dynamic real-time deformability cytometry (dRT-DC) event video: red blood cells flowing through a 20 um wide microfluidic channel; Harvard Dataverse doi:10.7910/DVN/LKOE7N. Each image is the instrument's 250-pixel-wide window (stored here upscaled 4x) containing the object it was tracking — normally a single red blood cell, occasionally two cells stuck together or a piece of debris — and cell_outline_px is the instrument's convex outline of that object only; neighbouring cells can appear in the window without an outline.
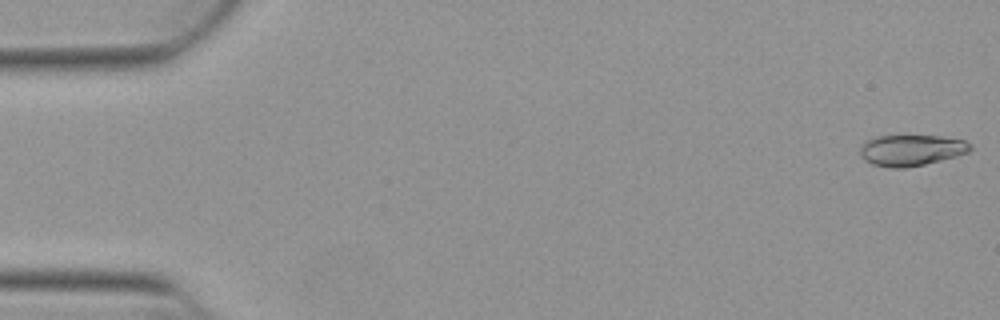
{"species": "Egyptian fruit bat (a non-hibernating species)", "species_latin": "Rousettus aegyptiacus", "temperature_condition": "warm", "stored_images_in_passage": 52, "camera_frame_rate_fps": 3000, "um_per_image_px": 0.085, "animal": {"sex": "female"}, "frame": {"image": 1, "passage_image": 1, "time_ms": 0.0, "image_size_px": [1000, 320], "cell_outline_px": [[972, 148], [968, 152], [956, 156], [924, 164], [904, 168], [892, 168], [872, 164], [864, 160], [860, 156], [860, 148], [868, 140], [876, 136], [940, 136], [964, 140], [972, 144]], "centroid_in_image_um": [77.46, 12.77], "position_along_channel_um": 7.5, "area_um2": 19.83}}
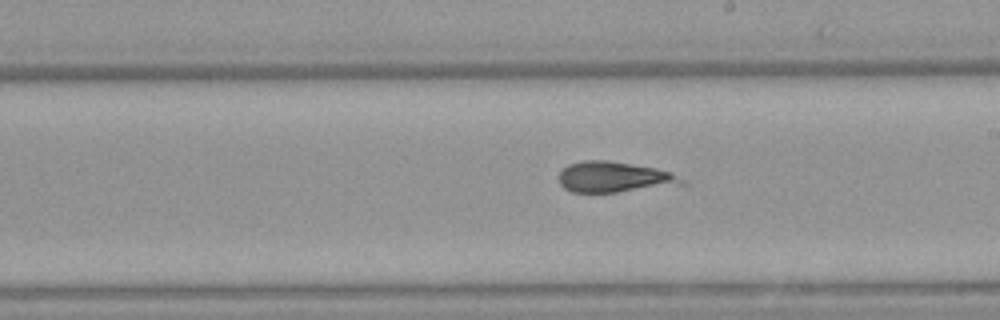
{"frame": {"image": 2, "passage_image": 30, "time_ms": 9.667, "image_size_px": [1000, 320], "cell_outline_px": [[688, 184], [616, 192], [572, 192], [564, 188], [560, 184], [556, 176], [568, 164], [584, 160], [608, 160], [656, 168], [672, 172], [688, 180]], "centroid_in_image_um": [52.24, 15.05], "position_along_channel_um": 236.8, "area_um2": 22.31}}
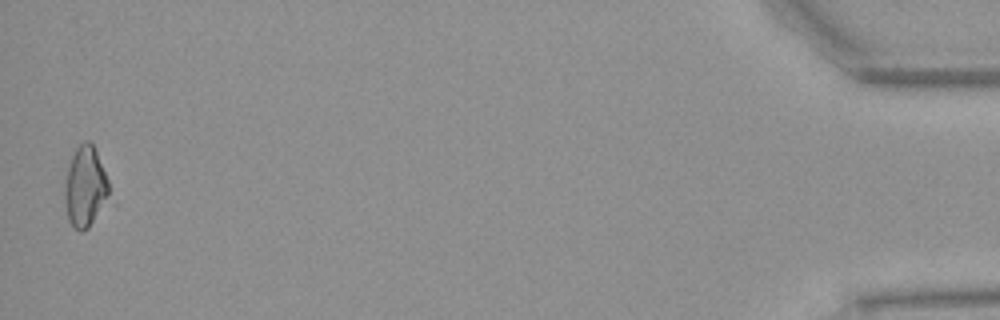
{"frame": {"image": 3, "passage_image": 52, "time_ms": 17.0, "image_size_px": [1000, 320], "cell_outline_px": [[108, 200], [88, 228], [80, 232], [68, 220], [64, 196], [64, 184], [68, 168], [72, 156], [76, 148], [84, 140], [88, 140], [92, 144], [96, 152], [108, 180]], "centroid_in_image_um": [7.23, 15.88], "position_along_channel_um": 428.0, "area_um2": 20.52}}